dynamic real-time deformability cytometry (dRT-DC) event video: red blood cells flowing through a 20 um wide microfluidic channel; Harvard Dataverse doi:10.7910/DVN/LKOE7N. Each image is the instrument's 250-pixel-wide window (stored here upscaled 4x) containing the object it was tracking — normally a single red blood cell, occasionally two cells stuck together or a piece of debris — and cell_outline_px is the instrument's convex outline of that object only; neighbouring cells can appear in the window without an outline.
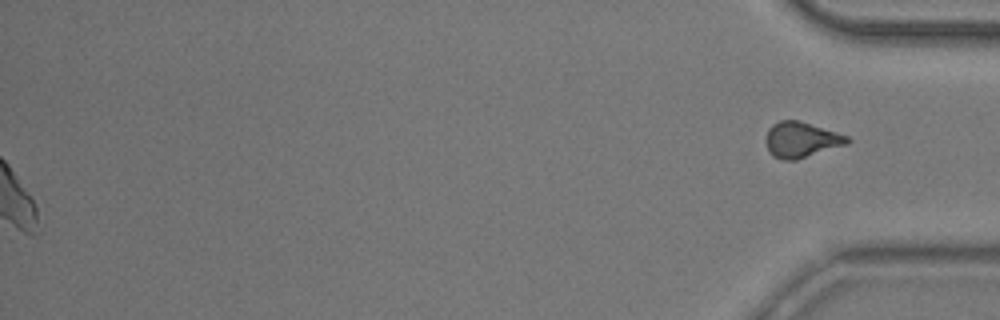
{"species": "common noctule bat (a hibernating species)", "species_latin": "Nyctalus noctula", "temperature_condition": "room temperature", "stored_images_in_passage": 55, "segment_of_instrument_passage": [2, 2], "camera_frame_rate_fps": 3000, "um_per_image_px": 0.085, "animal": {"sex": "male", "body_mass_g": 20.5, "forearm_length_mm": 52.5}, "frame": {"image": 1, "passage_image": 55, "time_ms": 18.0, "image_size_px": [1000, 320], "cell_outline_px": [[852, 140], [848, 144], [796, 160], [780, 160], [772, 156], [768, 152], [764, 140], [768, 128], [772, 124], [780, 120], [796, 120], [836, 132], [848, 136]], "centroid_in_image_um": [68.06, 11.9], "position_along_channel_um": 367.1, "area_um2": 17.05}}